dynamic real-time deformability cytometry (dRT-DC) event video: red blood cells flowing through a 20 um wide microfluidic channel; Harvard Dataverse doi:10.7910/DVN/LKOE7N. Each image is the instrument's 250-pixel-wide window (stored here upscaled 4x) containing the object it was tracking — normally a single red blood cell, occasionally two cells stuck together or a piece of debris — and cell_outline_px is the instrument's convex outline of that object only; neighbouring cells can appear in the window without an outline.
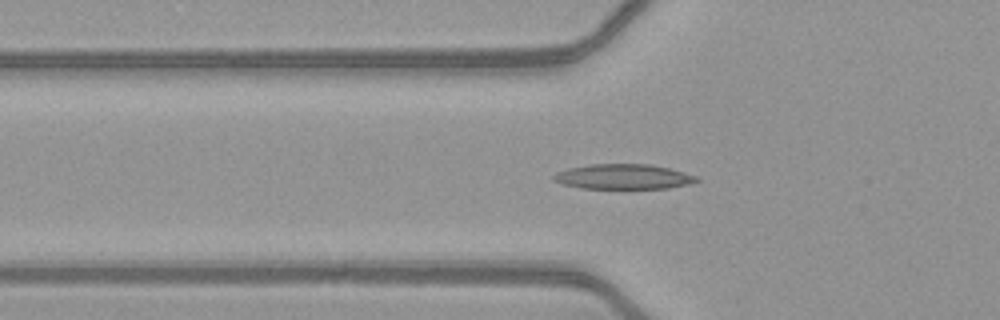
{"species": "common noctule bat (a hibernating species)", "species_latin": "Nyctalus noctula", "temperature_condition": "warm", "stored_images_in_passage": 49, "camera_frame_rate_fps": 3000, "um_per_image_px": 0.085, "animal": {"sex": "female", "body_mass_g": 21.9}, "frame": {"image": 1, "passage_image": 19, "time_ms": 6.0, "image_size_px": [1000, 320], "cell_outline_px": [[700, 180], [688, 184], [668, 188], [580, 188], [564, 184], [552, 180], [552, 176], [556, 172], [568, 168], [592, 164], [652, 164], [684, 172], [696, 176]], "centroid_in_image_um": [52.96, 15.01], "position_along_channel_um": 72.8, "area_um2": 20.75}}
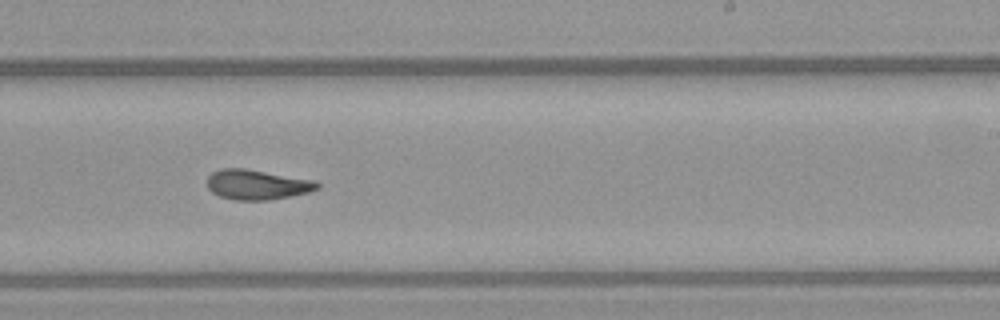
{"frame": {"image": 2, "passage_image": 33, "time_ms": 10.667, "image_size_px": [1000, 320], "cell_outline_px": [[320, 188], [308, 192], [268, 200], [236, 200], [220, 196], [212, 192], [208, 188], [208, 176], [212, 172], [220, 168], [244, 168], [316, 180], [320, 184]], "centroid_in_image_um": [21.86, 15.68], "position_along_channel_um": 267.1, "area_um2": 19.19}}
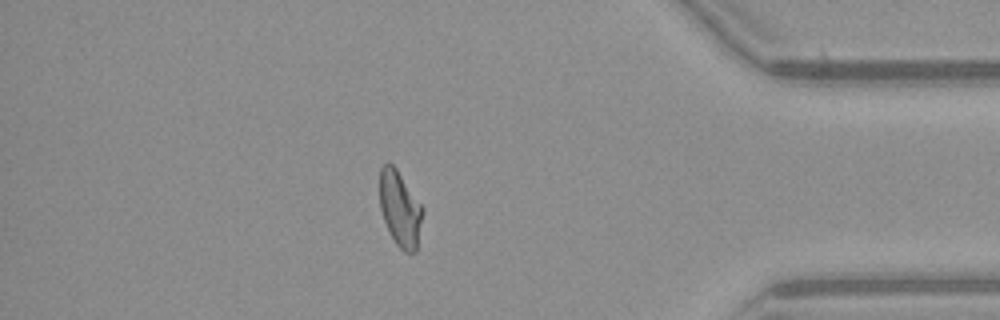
{"frame": {"image": 3, "passage_image": 45, "time_ms": 14.667, "image_size_px": [1000, 320], "cell_outline_px": [[424, 212], [416, 252], [404, 252], [396, 244], [384, 220], [380, 208], [380, 168], [388, 160], [396, 168], [424, 208]], "centroid_in_image_um": [34.02, 17.74], "position_along_channel_um": 401.2, "area_um2": 18.9}}